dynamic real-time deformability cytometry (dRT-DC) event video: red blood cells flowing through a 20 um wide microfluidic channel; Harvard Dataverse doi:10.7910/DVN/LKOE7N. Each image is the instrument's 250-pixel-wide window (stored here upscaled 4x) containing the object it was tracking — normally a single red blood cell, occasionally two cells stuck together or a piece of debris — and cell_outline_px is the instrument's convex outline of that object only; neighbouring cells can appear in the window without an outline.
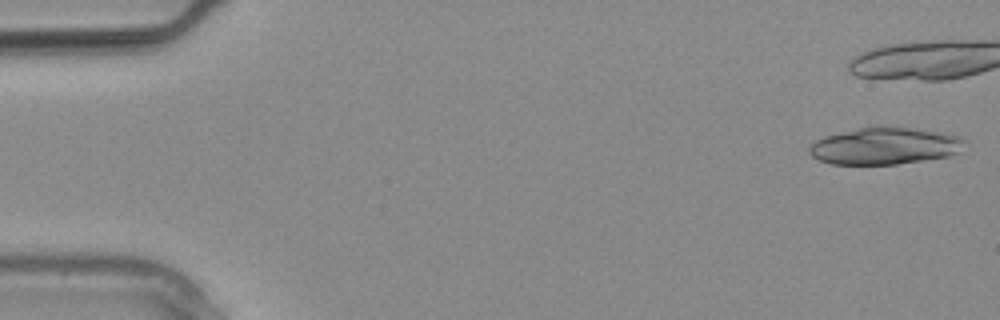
{"species": "common noctule bat (a hibernating species)", "species_latin": "Nyctalus noctula", "temperature_condition": "warm", "stored_images_in_passage": 22, "camera_frame_rate_fps": 3000, "um_per_image_px": 0.085, "animal": {"sex": "male", "body_mass_g": 20.4}, "frame": {"image": 1, "passage_image": 1, "time_ms": 0.0, "image_size_px": [1000, 320], "cell_outline_px": [[964, 140], [960, 152], [948, 156], [924, 160], [896, 164], [832, 164], [820, 160], [812, 156], [808, 152], [808, 148], [816, 140], [824, 136], [860, 128], [908, 128], [940, 132], [960, 136]], "centroid_in_image_um": [75.19, 12.43], "position_along_channel_um": 9.8, "area_um2": 32.77}}